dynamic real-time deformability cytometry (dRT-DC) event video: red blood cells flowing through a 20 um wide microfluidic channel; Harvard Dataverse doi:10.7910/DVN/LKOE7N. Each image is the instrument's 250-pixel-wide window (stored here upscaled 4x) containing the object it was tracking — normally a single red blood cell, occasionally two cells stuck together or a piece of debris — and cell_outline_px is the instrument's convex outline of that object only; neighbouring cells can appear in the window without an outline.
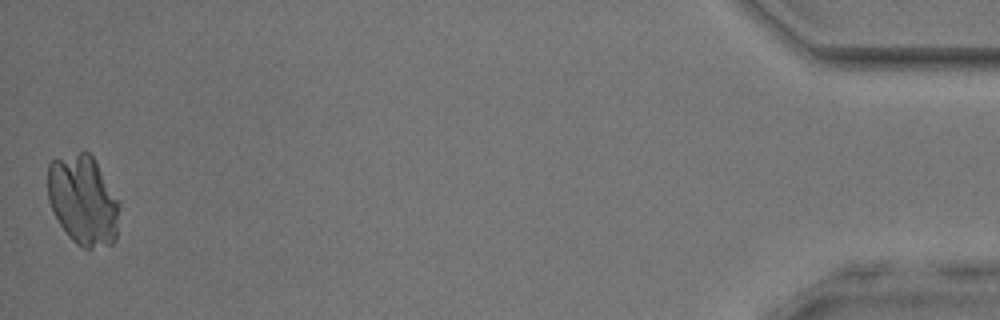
{"species": "common noctule bat (a hibernating species)", "species_latin": "Nyctalus noctula", "temperature_condition": "room temperature", "stored_images_in_passage": 52, "camera_frame_rate_fps": 3000, "um_per_image_px": 0.085, "animal": {"sex": "male", "body_mass_g": 17.9, "forearm_length_mm": 54.2}, "frame": {"image": 1, "passage_image": 52, "time_ms": 17.0, "image_size_px": [1000, 320], "cell_outline_px": [[120, 204], [116, 240], [112, 244], [92, 248], [80, 248], [68, 236], [60, 224], [48, 200], [48, 164], [52, 160], [80, 152], [88, 152], [92, 156], [120, 200]], "centroid_in_image_um": [7.09, 17.04], "position_along_channel_um": 428.1, "area_um2": 37.63}}